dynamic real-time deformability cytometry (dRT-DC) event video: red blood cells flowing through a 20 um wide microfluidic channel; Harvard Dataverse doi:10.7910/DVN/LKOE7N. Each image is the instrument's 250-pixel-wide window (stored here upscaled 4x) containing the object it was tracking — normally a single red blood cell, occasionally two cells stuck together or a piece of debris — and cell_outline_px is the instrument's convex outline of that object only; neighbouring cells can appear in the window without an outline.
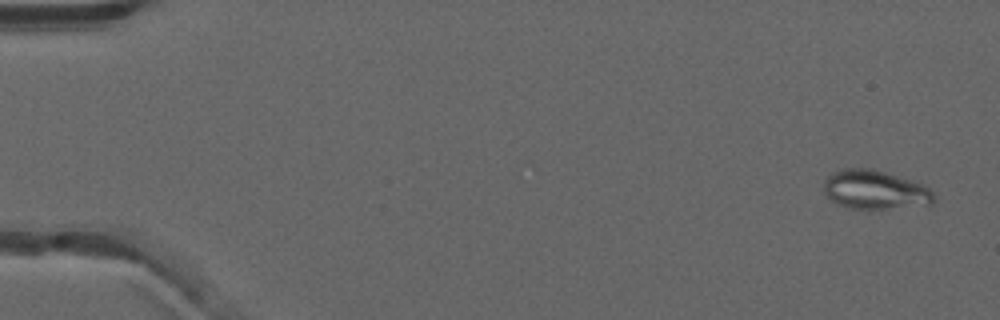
{"species": "common noctule bat (a hibernating species)", "species_latin": "Nyctalus noctula", "temperature_condition": "warm", "stored_images_in_passage": 53, "camera_frame_rate_fps": 3000, "um_per_image_px": 0.085, "animal": {"sex": "male", "forearm_length_mm": 52.5}, "frame": {"image": 1, "passage_image": 3, "time_ms": 0.667, "image_size_px": [1000, 320], "cell_outline_px": [[936, 200], [932, 204], [884, 208], [848, 208], [836, 204], [824, 192], [824, 180], [832, 172], [840, 168], [872, 168], [924, 184], [936, 196]], "centroid_in_image_um": [74.36, 16.11], "position_along_channel_um": 10.6, "area_um2": 24.97}}
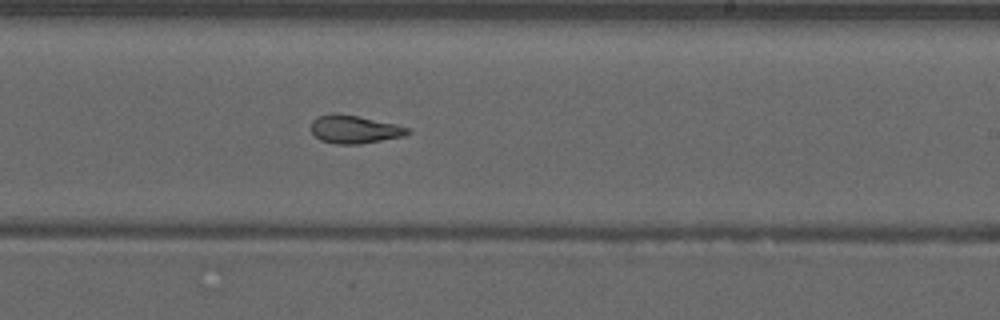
{"frame": {"image": 2, "passage_image": 33, "time_ms": 10.667, "image_size_px": [1000, 320], "cell_outline_px": [[412, 132], [404, 136], [360, 144], [336, 144], [320, 140], [312, 132], [312, 120], [316, 116], [356, 116], [396, 124], [408, 128]], "centroid_in_image_um": [30.17, 11.04], "position_along_channel_um": 258.8, "area_um2": 15.2}}
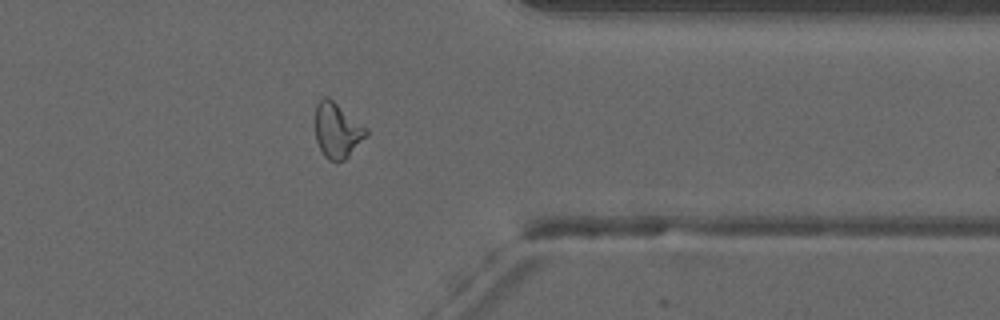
{"frame": {"image": 3, "passage_image": 43, "time_ms": 14.0, "image_size_px": [1000, 320], "cell_outline_px": [[368, 132], [348, 156], [344, 160], [328, 160], [324, 156], [316, 140], [316, 104], [324, 96], [328, 96], [368, 128]], "centroid_in_image_um": [28.65, 11.05], "position_along_channel_um": 382.7, "area_um2": 16.07}, "authors_computed_cell_mechanics": {"area_um2": 18.207, "velocity_mm_per_s": 3.9686, "shape_relaxation_time_tau1_ms": null, "shape_relaxation_time_tau2_ms": 2.0333, "deformation_change_tau1": null, "deformation_change_tau2": 0.0882}}